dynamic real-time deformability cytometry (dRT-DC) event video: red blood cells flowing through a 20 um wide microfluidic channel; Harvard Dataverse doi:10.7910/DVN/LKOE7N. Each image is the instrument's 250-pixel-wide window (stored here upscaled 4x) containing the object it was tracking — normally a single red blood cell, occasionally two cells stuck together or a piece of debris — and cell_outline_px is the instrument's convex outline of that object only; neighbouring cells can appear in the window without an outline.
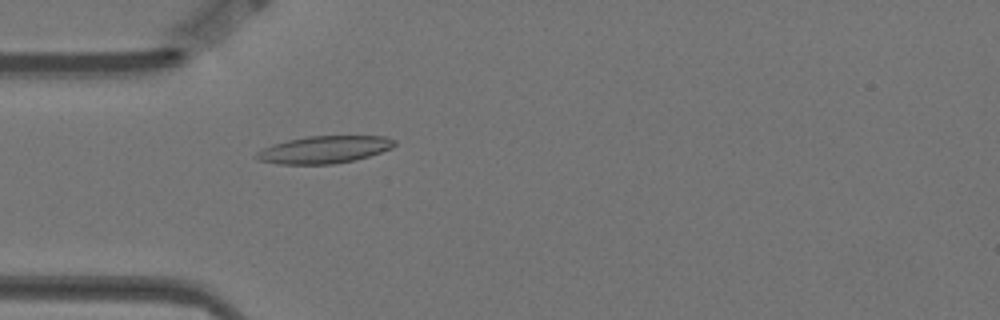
{"species": "Egyptian fruit bat (a non-hibernating species)", "species_latin": "Rousettus aegyptiacus", "temperature_condition": "warm", "stored_images_in_passage": 38, "camera_frame_rate_fps": 3000, "um_per_image_px": 0.085, "animal": {"sex": "female"}, "frame": {"image": 1, "passage_image": 1, "time_ms": 0.0, "image_size_px": [1000, 320], "cell_outline_px": [[396, 144], [392, 148], [368, 156], [352, 160], [332, 164], [280, 164], [260, 160], [252, 156], [256, 152], [272, 144], [288, 140], [308, 136], [384, 136], [396, 140]], "centroid_in_image_um": [27.55, 12.71], "position_along_channel_um": 57.5, "area_um2": 21.85}}
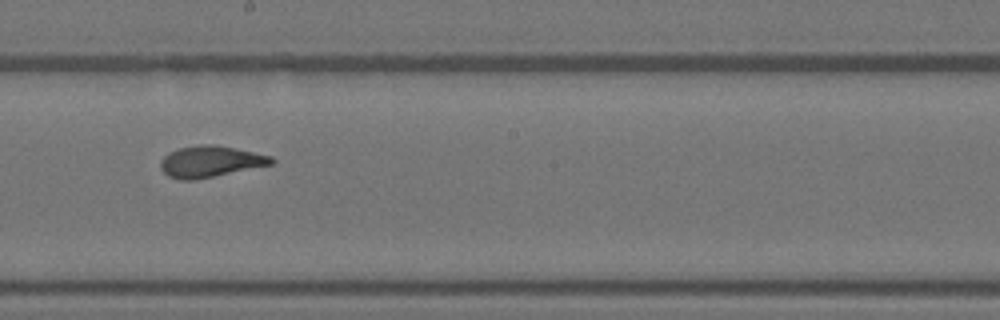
{"frame": {"image": 2, "passage_image": 16, "time_ms": 5.0, "image_size_px": [1000, 320], "cell_outline_px": [[276, 160], [272, 164], [196, 180], [180, 180], [168, 176], [160, 168], [160, 160], [168, 152], [180, 148], [200, 144], [212, 144], [272, 156]], "centroid_in_image_um": [17.84, 13.74], "position_along_channel_um": 230.4, "area_um2": 20.11}}
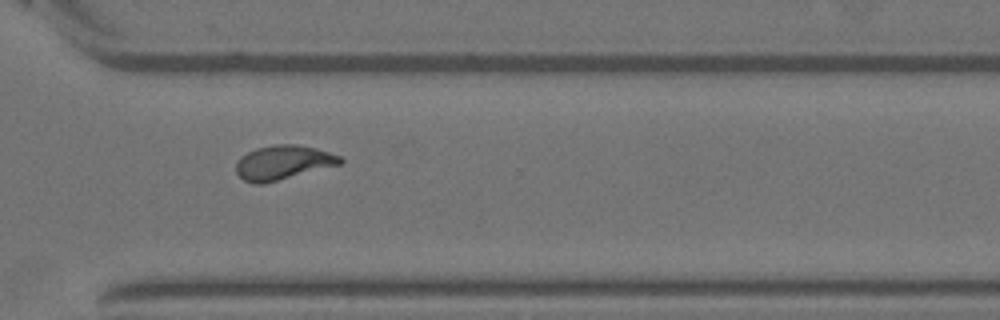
{"frame": {"image": 3, "passage_image": 26, "time_ms": 8.333, "image_size_px": [1000, 320], "cell_outline_px": [[344, 160], [340, 164], [264, 184], [256, 184], [244, 180], [236, 172], [236, 164], [240, 156], [256, 148], [276, 144], [296, 144], [316, 148], [340, 156]], "centroid_in_image_um": [24.04, 13.81], "position_along_channel_um": 346.6, "area_um2": 20.69}, "authors_computed_cell_mechanics": {"area_um2": 20.2589, "velocity_mm_per_s": 3.4958, "shape_relaxation_time_tau1_ms": null, "shape_relaxation_time_tau2_ms": 1.2483, "deformation_change_tau1": null, "deformation_change_tau2": 0.0852}}